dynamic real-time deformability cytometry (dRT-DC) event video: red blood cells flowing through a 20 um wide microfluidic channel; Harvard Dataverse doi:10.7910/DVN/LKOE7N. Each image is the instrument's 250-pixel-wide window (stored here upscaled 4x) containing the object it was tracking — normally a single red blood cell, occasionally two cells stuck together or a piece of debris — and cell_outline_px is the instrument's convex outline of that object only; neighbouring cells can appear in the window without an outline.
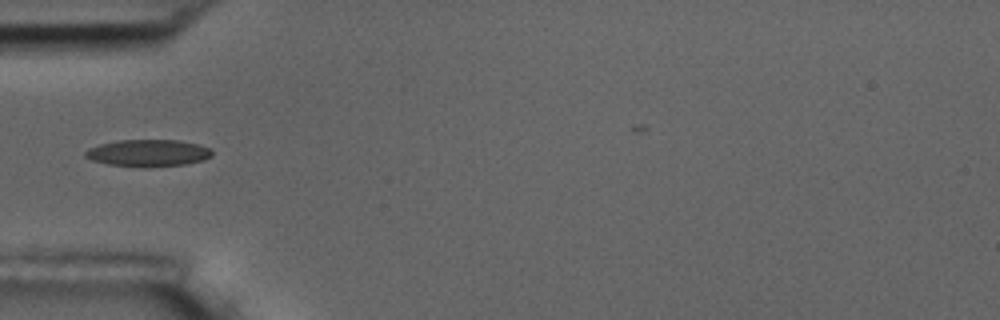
{"species": "common noctule bat (a hibernating species)", "species_latin": "Nyctalus noctula", "temperature_condition": "room temperature", "stored_images_in_passage": 3, "camera_frame_rate_fps": 3000, "um_per_image_px": 0.085, "animal": {"sex": "male", "body_mass_g": 17.5, "forearm_length_mm": 52.3}, "frame": {"image": 1, "passage_image": 3, "time_ms": 2.333, "image_size_px": [1000, 320], "cell_outline_px": [[212, 156], [204, 160], [184, 164], [148, 168], [144, 168], [108, 164], [92, 160], [84, 156], [84, 152], [88, 148], [100, 144], [120, 140], [176, 140], [196, 144], [212, 148]], "centroid_in_image_um": [12.59, 13.02], "position_along_channel_um": 72.4, "area_um2": 20.06}}